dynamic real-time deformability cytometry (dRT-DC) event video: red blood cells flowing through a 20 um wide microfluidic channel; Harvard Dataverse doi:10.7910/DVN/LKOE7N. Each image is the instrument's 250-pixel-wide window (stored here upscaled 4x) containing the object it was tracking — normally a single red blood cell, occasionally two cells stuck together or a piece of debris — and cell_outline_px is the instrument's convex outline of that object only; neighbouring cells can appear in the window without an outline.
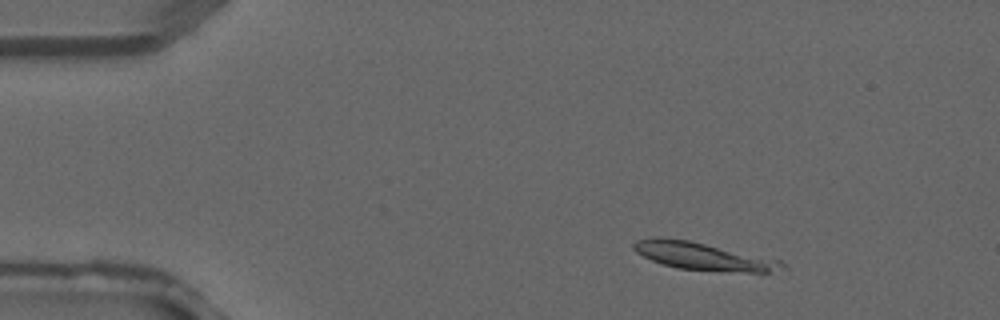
{"species": "common noctule bat (a hibernating species)", "species_latin": "Nyctalus noctula", "temperature_condition": "warm", "stored_images_in_passage": 3, "camera_frame_rate_fps": 3000, "um_per_image_px": 0.085, "animal": {"sex": "male", "forearm_length_mm": 52.5}, "frame": {"image": 1, "passage_image": 1, "time_ms": 0.0, "image_size_px": [1000, 320], "cell_outline_px": [[788, 272], [748, 272], [676, 268], [652, 260], [636, 252], [632, 248], [632, 244], [636, 240], [652, 236], [660, 236], [688, 240], [780, 260], [788, 268]], "centroid_in_image_um": [59.8, 21.77], "position_along_channel_um": 25.2, "area_um2": 23.93}}